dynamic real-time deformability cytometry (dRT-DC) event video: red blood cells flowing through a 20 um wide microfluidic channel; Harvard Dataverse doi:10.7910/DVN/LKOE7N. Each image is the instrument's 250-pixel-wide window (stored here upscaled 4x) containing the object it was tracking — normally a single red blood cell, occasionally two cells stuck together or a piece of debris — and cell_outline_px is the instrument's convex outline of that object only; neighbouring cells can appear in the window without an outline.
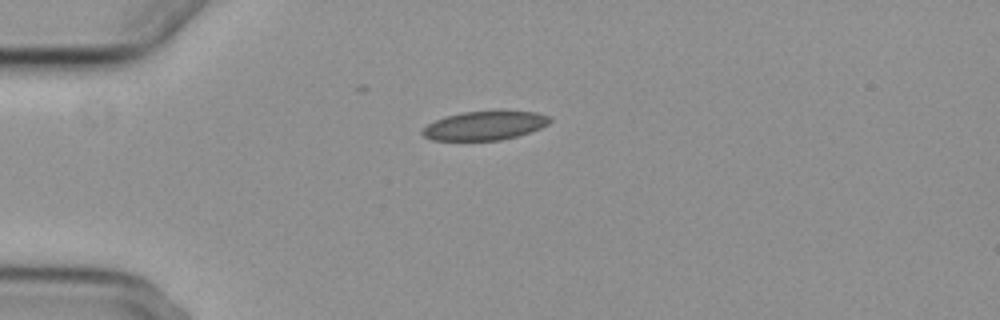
{"species": "common noctule bat (a hibernating species)", "species_latin": "Nyctalus noctula", "temperature_condition": "cold", "stored_images_in_passage": 4, "camera_frame_rate_fps": 3000, "um_per_image_px": 0.085, "animal": {"sex": "female", "body_mass_g": 29.2, "forearm_length_mm": 56.3}, "frame": {"image": 1, "passage_image": 1, "time_ms": 0.0, "image_size_px": [1000, 320], "cell_outline_px": [[552, 120], [548, 124], [540, 128], [516, 136], [500, 140], [432, 140], [424, 136], [420, 132], [428, 124], [444, 116], [464, 112], [500, 108], [536, 112], [552, 116]], "centroid_in_image_um": [41.26, 10.62], "position_along_channel_um": 43.7, "area_um2": 22.14}}
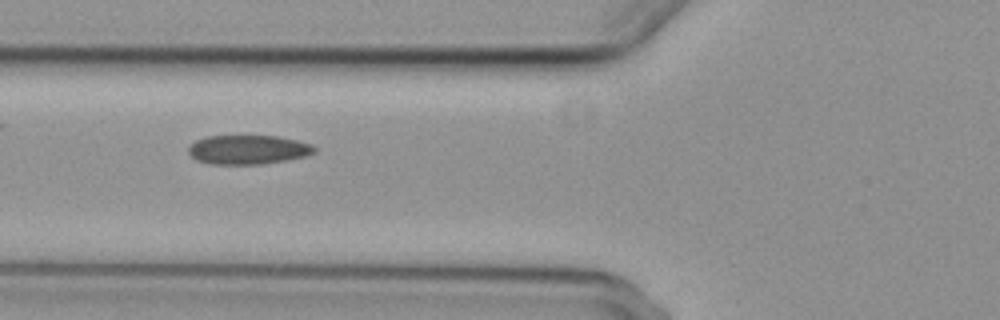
{"frame": {"image": 2, "passage_image": 3, "time_ms": 2.333, "image_size_px": [1000, 320], "cell_outline_px": [[316, 152], [304, 156], [288, 160], [260, 164], [212, 164], [196, 160], [188, 152], [188, 144], [196, 140], [208, 136], [276, 136], [296, 140], [312, 144], [316, 148]], "centroid_in_image_um": [21.07, 12.72], "position_along_channel_um": 104.7, "area_um2": 21.44}}